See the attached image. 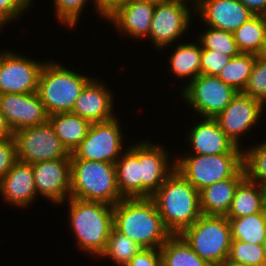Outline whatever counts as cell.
<instances>
[{"instance_id": "10", "label": "cell", "mask_w": 266, "mask_h": 266, "mask_svg": "<svg viewBox=\"0 0 266 266\" xmlns=\"http://www.w3.org/2000/svg\"><path fill=\"white\" fill-rule=\"evenodd\" d=\"M181 91L179 96L199 118L216 117L238 93L217 76L206 74L198 75Z\"/></svg>"}, {"instance_id": "45", "label": "cell", "mask_w": 266, "mask_h": 266, "mask_svg": "<svg viewBox=\"0 0 266 266\" xmlns=\"http://www.w3.org/2000/svg\"><path fill=\"white\" fill-rule=\"evenodd\" d=\"M218 266H249V265H245V264H241V263H236L233 262L231 260H229L228 258H226L220 265Z\"/></svg>"}, {"instance_id": "17", "label": "cell", "mask_w": 266, "mask_h": 266, "mask_svg": "<svg viewBox=\"0 0 266 266\" xmlns=\"http://www.w3.org/2000/svg\"><path fill=\"white\" fill-rule=\"evenodd\" d=\"M0 110L13 132L45 123L49 119L37 92L0 94Z\"/></svg>"}, {"instance_id": "20", "label": "cell", "mask_w": 266, "mask_h": 266, "mask_svg": "<svg viewBox=\"0 0 266 266\" xmlns=\"http://www.w3.org/2000/svg\"><path fill=\"white\" fill-rule=\"evenodd\" d=\"M204 26L234 32L254 14L238 0H201L195 6V16Z\"/></svg>"}, {"instance_id": "31", "label": "cell", "mask_w": 266, "mask_h": 266, "mask_svg": "<svg viewBox=\"0 0 266 266\" xmlns=\"http://www.w3.org/2000/svg\"><path fill=\"white\" fill-rule=\"evenodd\" d=\"M142 247L128 236L118 232L114 227L109 234L105 250L100 254V258L110 259L117 266H127L132 257L137 254Z\"/></svg>"}, {"instance_id": "28", "label": "cell", "mask_w": 266, "mask_h": 266, "mask_svg": "<svg viewBox=\"0 0 266 266\" xmlns=\"http://www.w3.org/2000/svg\"><path fill=\"white\" fill-rule=\"evenodd\" d=\"M241 53L257 54L266 40V17L254 15L233 32Z\"/></svg>"}, {"instance_id": "29", "label": "cell", "mask_w": 266, "mask_h": 266, "mask_svg": "<svg viewBox=\"0 0 266 266\" xmlns=\"http://www.w3.org/2000/svg\"><path fill=\"white\" fill-rule=\"evenodd\" d=\"M232 240L262 244L266 239L264 211L241 218H228Z\"/></svg>"}, {"instance_id": "8", "label": "cell", "mask_w": 266, "mask_h": 266, "mask_svg": "<svg viewBox=\"0 0 266 266\" xmlns=\"http://www.w3.org/2000/svg\"><path fill=\"white\" fill-rule=\"evenodd\" d=\"M188 3L183 0H173L169 3L155 5L147 42L151 40L154 48L158 49L157 51L171 47V52L172 45L183 40V36L189 31L193 15H195V6Z\"/></svg>"}, {"instance_id": "13", "label": "cell", "mask_w": 266, "mask_h": 266, "mask_svg": "<svg viewBox=\"0 0 266 266\" xmlns=\"http://www.w3.org/2000/svg\"><path fill=\"white\" fill-rule=\"evenodd\" d=\"M264 108L265 105L261 101L238 92L225 109L214 118L234 144L242 148L244 140L241 138L257 127L259 121L263 119L262 114L266 112Z\"/></svg>"}, {"instance_id": "7", "label": "cell", "mask_w": 266, "mask_h": 266, "mask_svg": "<svg viewBox=\"0 0 266 266\" xmlns=\"http://www.w3.org/2000/svg\"><path fill=\"white\" fill-rule=\"evenodd\" d=\"M180 235L212 266L220 265L229 256L232 238L226 216L201 215Z\"/></svg>"}, {"instance_id": "48", "label": "cell", "mask_w": 266, "mask_h": 266, "mask_svg": "<svg viewBox=\"0 0 266 266\" xmlns=\"http://www.w3.org/2000/svg\"><path fill=\"white\" fill-rule=\"evenodd\" d=\"M262 246H263L264 256L266 259V239L263 241Z\"/></svg>"}, {"instance_id": "38", "label": "cell", "mask_w": 266, "mask_h": 266, "mask_svg": "<svg viewBox=\"0 0 266 266\" xmlns=\"http://www.w3.org/2000/svg\"><path fill=\"white\" fill-rule=\"evenodd\" d=\"M231 58V56L216 51L202 49L200 60L201 74L218 76L222 68L231 60Z\"/></svg>"}, {"instance_id": "33", "label": "cell", "mask_w": 266, "mask_h": 266, "mask_svg": "<svg viewBox=\"0 0 266 266\" xmlns=\"http://www.w3.org/2000/svg\"><path fill=\"white\" fill-rule=\"evenodd\" d=\"M243 149V169L245 177L259 185L266 184V139L261 143Z\"/></svg>"}, {"instance_id": "1", "label": "cell", "mask_w": 266, "mask_h": 266, "mask_svg": "<svg viewBox=\"0 0 266 266\" xmlns=\"http://www.w3.org/2000/svg\"><path fill=\"white\" fill-rule=\"evenodd\" d=\"M113 227L142 248L160 249L172 235L151 198H123L116 203Z\"/></svg>"}, {"instance_id": "14", "label": "cell", "mask_w": 266, "mask_h": 266, "mask_svg": "<svg viewBox=\"0 0 266 266\" xmlns=\"http://www.w3.org/2000/svg\"><path fill=\"white\" fill-rule=\"evenodd\" d=\"M37 197L42 196L55 206L66 205L70 198V158L46 160L32 164Z\"/></svg>"}, {"instance_id": "50", "label": "cell", "mask_w": 266, "mask_h": 266, "mask_svg": "<svg viewBox=\"0 0 266 266\" xmlns=\"http://www.w3.org/2000/svg\"><path fill=\"white\" fill-rule=\"evenodd\" d=\"M27 1H28L32 6L34 5V4H33V1H34V0H27Z\"/></svg>"}, {"instance_id": "39", "label": "cell", "mask_w": 266, "mask_h": 266, "mask_svg": "<svg viewBox=\"0 0 266 266\" xmlns=\"http://www.w3.org/2000/svg\"><path fill=\"white\" fill-rule=\"evenodd\" d=\"M16 161L17 152L14 137L0 139V180Z\"/></svg>"}, {"instance_id": "40", "label": "cell", "mask_w": 266, "mask_h": 266, "mask_svg": "<svg viewBox=\"0 0 266 266\" xmlns=\"http://www.w3.org/2000/svg\"><path fill=\"white\" fill-rule=\"evenodd\" d=\"M127 266H162L160 249L142 248Z\"/></svg>"}, {"instance_id": "37", "label": "cell", "mask_w": 266, "mask_h": 266, "mask_svg": "<svg viewBox=\"0 0 266 266\" xmlns=\"http://www.w3.org/2000/svg\"><path fill=\"white\" fill-rule=\"evenodd\" d=\"M31 7L27 0H0V24L4 28V25L15 23Z\"/></svg>"}, {"instance_id": "26", "label": "cell", "mask_w": 266, "mask_h": 266, "mask_svg": "<svg viewBox=\"0 0 266 266\" xmlns=\"http://www.w3.org/2000/svg\"><path fill=\"white\" fill-rule=\"evenodd\" d=\"M54 132L67 151L72 154L86 137L91 122L71 112L49 115L48 119Z\"/></svg>"}, {"instance_id": "44", "label": "cell", "mask_w": 266, "mask_h": 266, "mask_svg": "<svg viewBox=\"0 0 266 266\" xmlns=\"http://www.w3.org/2000/svg\"><path fill=\"white\" fill-rule=\"evenodd\" d=\"M257 58L261 61L266 62V40L262 44L259 52L256 54Z\"/></svg>"}, {"instance_id": "16", "label": "cell", "mask_w": 266, "mask_h": 266, "mask_svg": "<svg viewBox=\"0 0 266 266\" xmlns=\"http://www.w3.org/2000/svg\"><path fill=\"white\" fill-rule=\"evenodd\" d=\"M100 77H94L85 85L76 99L71 113L91 123L106 122L118 116L111 88Z\"/></svg>"}, {"instance_id": "4", "label": "cell", "mask_w": 266, "mask_h": 266, "mask_svg": "<svg viewBox=\"0 0 266 266\" xmlns=\"http://www.w3.org/2000/svg\"><path fill=\"white\" fill-rule=\"evenodd\" d=\"M57 62L51 59L45 61L37 88V93L49 115L71 112L80 92L93 78Z\"/></svg>"}, {"instance_id": "23", "label": "cell", "mask_w": 266, "mask_h": 266, "mask_svg": "<svg viewBox=\"0 0 266 266\" xmlns=\"http://www.w3.org/2000/svg\"><path fill=\"white\" fill-rule=\"evenodd\" d=\"M175 50L169 54V71L174 77L178 80L184 82L188 80V83L183 84V87H180L182 90L187 84L192 82L198 75L201 74V54L202 47L199 41L193 42H178L173 45ZM187 78V79H186ZM186 79V80H185Z\"/></svg>"}, {"instance_id": "11", "label": "cell", "mask_w": 266, "mask_h": 266, "mask_svg": "<svg viewBox=\"0 0 266 266\" xmlns=\"http://www.w3.org/2000/svg\"><path fill=\"white\" fill-rule=\"evenodd\" d=\"M17 160L34 164L46 160L71 158L49 121L14 132Z\"/></svg>"}, {"instance_id": "15", "label": "cell", "mask_w": 266, "mask_h": 266, "mask_svg": "<svg viewBox=\"0 0 266 266\" xmlns=\"http://www.w3.org/2000/svg\"><path fill=\"white\" fill-rule=\"evenodd\" d=\"M163 146L152 140L140 141V178L141 198L151 196L164 183L166 178L175 170V159ZM172 159V160H171Z\"/></svg>"}, {"instance_id": "46", "label": "cell", "mask_w": 266, "mask_h": 266, "mask_svg": "<svg viewBox=\"0 0 266 266\" xmlns=\"http://www.w3.org/2000/svg\"><path fill=\"white\" fill-rule=\"evenodd\" d=\"M143 1H147L149 3H152L154 5H157V4H164V3H169L173 0H143Z\"/></svg>"}, {"instance_id": "49", "label": "cell", "mask_w": 266, "mask_h": 266, "mask_svg": "<svg viewBox=\"0 0 266 266\" xmlns=\"http://www.w3.org/2000/svg\"><path fill=\"white\" fill-rule=\"evenodd\" d=\"M264 222H265V229H266V205H265V208H264Z\"/></svg>"}, {"instance_id": "2", "label": "cell", "mask_w": 266, "mask_h": 266, "mask_svg": "<svg viewBox=\"0 0 266 266\" xmlns=\"http://www.w3.org/2000/svg\"><path fill=\"white\" fill-rule=\"evenodd\" d=\"M66 201L69 209L68 227L74 233L76 247L91 257H99L113 229V206L72 197Z\"/></svg>"}, {"instance_id": "30", "label": "cell", "mask_w": 266, "mask_h": 266, "mask_svg": "<svg viewBox=\"0 0 266 266\" xmlns=\"http://www.w3.org/2000/svg\"><path fill=\"white\" fill-rule=\"evenodd\" d=\"M256 57L252 53H240L238 56L232 57L217 77L237 92H243Z\"/></svg>"}, {"instance_id": "24", "label": "cell", "mask_w": 266, "mask_h": 266, "mask_svg": "<svg viewBox=\"0 0 266 266\" xmlns=\"http://www.w3.org/2000/svg\"><path fill=\"white\" fill-rule=\"evenodd\" d=\"M244 178L245 176H232L201 190L199 192L201 214L226 216L235 190Z\"/></svg>"}, {"instance_id": "12", "label": "cell", "mask_w": 266, "mask_h": 266, "mask_svg": "<svg viewBox=\"0 0 266 266\" xmlns=\"http://www.w3.org/2000/svg\"><path fill=\"white\" fill-rule=\"evenodd\" d=\"M21 52L0 50V94L37 92L45 60L38 61Z\"/></svg>"}, {"instance_id": "5", "label": "cell", "mask_w": 266, "mask_h": 266, "mask_svg": "<svg viewBox=\"0 0 266 266\" xmlns=\"http://www.w3.org/2000/svg\"><path fill=\"white\" fill-rule=\"evenodd\" d=\"M70 161V197L100 201L112 206L123 199L117 187L115 164L82 159Z\"/></svg>"}, {"instance_id": "22", "label": "cell", "mask_w": 266, "mask_h": 266, "mask_svg": "<svg viewBox=\"0 0 266 266\" xmlns=\"http://www.w3.org/2000/svg\"><path fill=\"white\" fill-rule=\"evenodd\" d=\"M117 187L123 198H141L140 141L129 145L116 161Z\"/></svg>"}, {"instance_id": "51", "label": "cell", "mask_w": 266, "mask_h": 266, "mask_svg": "<svg viewBox=\"0 0 266 266\" xmlns=\"http://www.w3.org/2000/svg\"><path fill=\"white\" fill-rule=\"evenodd\" d=\"M264 189H265V200H266V184L264 185Z\"/></svg>"}, {"instance_id": "34", "label": "cell", "mask_w": 266, "mask_h": 266, "mask_svg": "<svg viewBox=\"0 0 266 266\" xmlns=\"http://www.w3.org/2000/svg\"><path fill=\"white\" fill-rule=\"evenodd\" d=\"M54 4V17L60 25L74 30L81 19L83 10L92 4V0H52Z\"/></svg>"}, {"instance_id": "41", "label": "cell", "mask_w": 266, "mask_h": 266, "mask_svg": "<svg viewBox=\"0 0 266 266\" xmlns=\"http://www.w3.org/2000/svg\"><path fill=\"white\" fill-rule=\"evenodd\" d=\"M124 0H92L94 12L107 19L122 3Z\"/></svg>"}, {"instance_id": "21", "label": "cell", "mask_w": 266, "mask_h": 266, "mask_svg": "<svg viewBox=\"0 0 266 266\" xmlns=\"http://www.w3.org/2000/svg\"><path fill=\"white\" fill-rule=\"evenodd\" d=\"M0 195L8 205L29 209L39 199L32 164L17 160L0 180Z\"/></svg>"}, {"instance_id": "35", "label": "cell", "mask_w": 266, "mask_h": 266, "mask_svg": "<svg viewBox=\"0 0 266 266\" xmlns=\"http://www.w3.org/2000/svg\"><path fill=\"white\" fill-rule=\"evenodd\" d=\"M228 259L249 266H262L266 263L262 244H251L232 240Z\"/></svg>"}, {"instance_id": "18", "label": "cell", "mask_w": 266, "mask_h": 266, "mask_svg": "<svg viewBox=\"0 0 266 266\" xmlns=\"http://www.w3.org/2000/svg\"><path fill=\"white\" fill-rule=\"evenodd\" d=\"M192 123L191 129L186 133L189 153L201 155H218L228 152H243L220 128L217 120L210 117H200Z\"/></svg>"}, {"instance_id": "19", "label": "cell", "mask_w": 266, "mask_h": 266, "mask_svg": "<svg viewBox=\"0 0 266 266\" xmlns=\"http://www.w3.org/2000/svg\"><path fill=\"white\" fill-rule=\"evenodd\" d=\"M155 5L143 0H124L107 18L118 33L133 39H147L150 34L151 21Z\"/></svg>"}, {"instance_id": "47", "label": "cell", "mask_w": 266, "mask_h": 266, "mask_svg": "<svg viewBox=\"0 0 266 266\" xmlns=\"http://www.w3.org/2000/svg\"><path fill=\"white\" fill-rule=\"evenodd\" d=\"M183 1H189L191 4H193L194 6H196L201 0H183Z\"/></svg>"}, {"instance_id": "36", "label": "cell", "mask_w": 266, "mask_h": 266, "mask_svg": "<svg viewBox=\"0 0 266 266\" xmlns=\"http://www.w3.org/2000/svg\"><path fill=\"white\" fill-rule=\"evenodd\" d=\"M242 93L261 101L266 106V62L256 57Z\"/></svg>"}, {"instance_id": "25", "label": "cell", "mask_w": 266, "mask_h": 266, "mask_svg": "<svg viewBox=\"0 0 266 266\" xmlns=\"http://www.w3.org/2000/svg\"><path fill=\"white\" fill-rule=\"evenodd\" d=\"M266 205L264 186L246 177L238 184L227 218H241L264 211Z\"/></svg>"}, {"instance_id": "27", "label": "cell", "mask_w": 266, "mask_h": 266, "mask_svg": "<svg viewBox=\"0 0 266 266\" xmlns=\"http://www.w3.org/2000/svg\"><path fill=\"white\" fill-rule=\"evenodd\" d=\"M162 266H212L201 259L179 235H171L160 247Z\"/></svg>"}, {"instance_id": "9", "label": "cell", "mask_w": 266, "mask_h": 266, "mask_svg": "<svg viewBox=\"0 0 266 266\" xmlns=\"http://www.w3.org/2000/svg\"><path fill=\"white\" fill-rule=\"evenodd\" d=\"M119 120L121 119L116 116L110 121L92 123L86 137L73 151L70 159L115 164L128 149L124 146L123 128Z\"/></svg>"}, {"instance_id": "43", "label": "cell", "mask_w": 266, "mask_h": 266, "mask_svg": "<svg viewBox=\"0 0 266 266\" xmlns=\"http://www.w3.org/2000/svg\"><path fill=\"white\" fill-rule=\"evenodd\" d=\"M13 136L14 132L0 110V139L10 138Z\"/></svg>"}, {"instance_id": "6", "label": "cell", "mask_w": 266, "mask_h": 266, "mask_svg": "<svg viewBox=\"0 0 266 266\" xmlns=\"http://www.w3.org/2000/svg\"><path fill=\"white\" fill-rule=\"evenodd\" d=\"M175 169L199 192L212 184L231 178L245 176L243 152L218 155L175 154Z\"/></svg>"}, {"instance_id": "3", "label": "cell", "mask_w": 266, "mask_h": 266, "mask_svg": "<svg viewBox=\"0 0 266 266\" xmlns=\"http://www.w3.org/2000/svg\"><path fill=\"white\" fill-rule=\"evenodd\" d=\"M166 229L181 234L200 218L199 191L176 169L151 196Z\"/></svg>"}, {"instance_id": "42", "label": "cell", "mask_w": 266, "mask_h": 266, "mask_svg": "<svg viewBox=\"0 0 266 266\" xmlns=\"http://www.w3.org/2000/svg\"><path fill=\"white\" fill-rule=\"evenodd\" d=\"M254 15H266V0H238Z\"/></svg>"}, {"instance_id": "32", "label": "cell", "mask_w": 266, "mask_h": 266, "mask_svg": "<svg viewBox=\"0 0 266 266\" xmlns=\"http://www.w3.org/2000/svg\"><path fill=\"white\" fill-rule=\"evenodd\" d=\"M205 31H200L197 40L202 49L216 51L231 57L238 56L239 51L232 32L203 26Z\"/></svg>"}]
</instances>
